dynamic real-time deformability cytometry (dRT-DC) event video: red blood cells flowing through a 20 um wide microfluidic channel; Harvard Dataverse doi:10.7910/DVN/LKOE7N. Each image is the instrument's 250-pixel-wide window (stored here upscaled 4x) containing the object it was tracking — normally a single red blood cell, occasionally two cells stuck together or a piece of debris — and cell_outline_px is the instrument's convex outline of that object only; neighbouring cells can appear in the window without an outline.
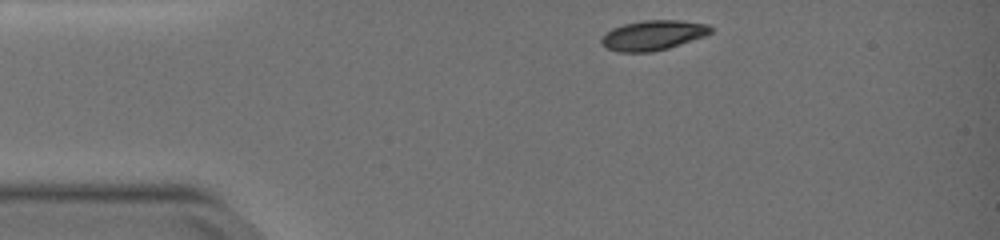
{"species": "common noctule bat (a hibernating species)", "species_latin": "Nyctalus noctula", "temperature_condition": "warm", "stored_images_in_passage": 38, "camera_frame_rate_fps": 3000, "um_per_image_px": 0.085, "animal": {"sex": "female", "body_mass_g": 19.0, "forearm_length_mm": 51.5}, "frame": {"image": 1, "passage_image": 1, "time_ms": 0.0, "image_size_px": [1000, 240], "cell_outline_px": [[712, 32], [704, 36], [668, 48], [652, 52], [616, 52], [600, 44], [600, 40], [604, 32], [612, 28], [624, 24], [644, 20], [684, 20], [708, 24], [712, 28]], "centroid_in_image_um": [55.48, 2.99], "position_along_channel_um": 29.5, "area_um2": 19.19}}
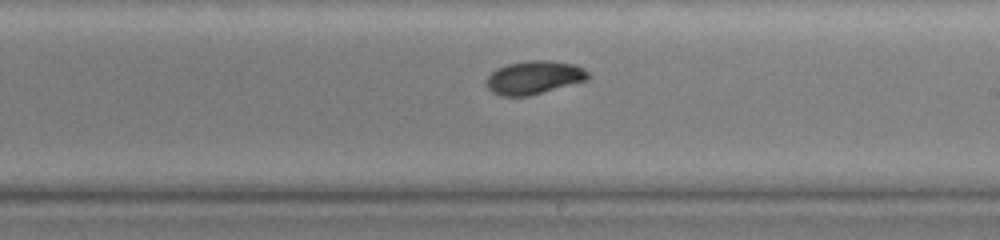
{"frame": {"image": 2, "passage_image": 22, "time_ms": 7.0, "image_size_px": [1000, 240], "cell_outline_px": [[592, 76], [588, 80], [532, 96], [500, 96], [492, 92], [488, 88], [488, 76], [496, 68], [508, 64], [528, 60], [552, 60], [576, 64], [584, 68]], "centroid_in_image_um": [45.46, 6.59], "position_along_channel_um": 243.5, "area_um2": 20.11}}
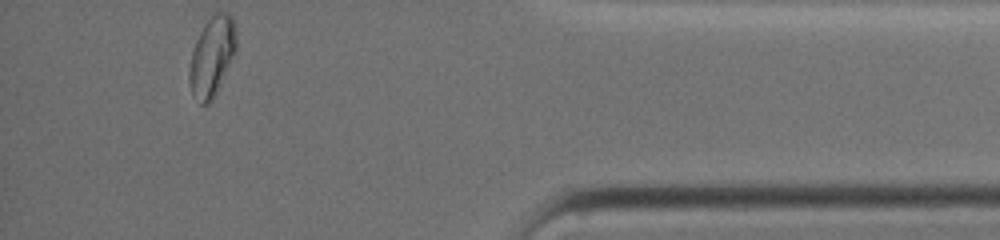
{"frame": {"image": 3, "passage_image": 38, "time_ms": 12.333, "image_size_px": [1000, 240], "cell_outline_px": [[236, 52], [212, 100], [208, 104], [200, 104], [192, 92], [188, 80], [188, 68], [192, 52], [196, 40], [204, 24], [216, 12], [228, 12], [232, 16], [236, 24]], "centroid_in_image_um": [18.03, 4.77], "position_along_channel_um": 417.2, "area_um2": 21.79}, "authors_computed_cell_mechanics": {"area_um2": 20.2878, "velocity_mm_per_s": 3.8055, "shape_relaxation_time_tau1_ms": 4.6353, "shape_relaxation_time_tau2_ms": 2.0063, "deformation_change_tau1": 0.1599, "deformation_change_tau2": 0.029}}